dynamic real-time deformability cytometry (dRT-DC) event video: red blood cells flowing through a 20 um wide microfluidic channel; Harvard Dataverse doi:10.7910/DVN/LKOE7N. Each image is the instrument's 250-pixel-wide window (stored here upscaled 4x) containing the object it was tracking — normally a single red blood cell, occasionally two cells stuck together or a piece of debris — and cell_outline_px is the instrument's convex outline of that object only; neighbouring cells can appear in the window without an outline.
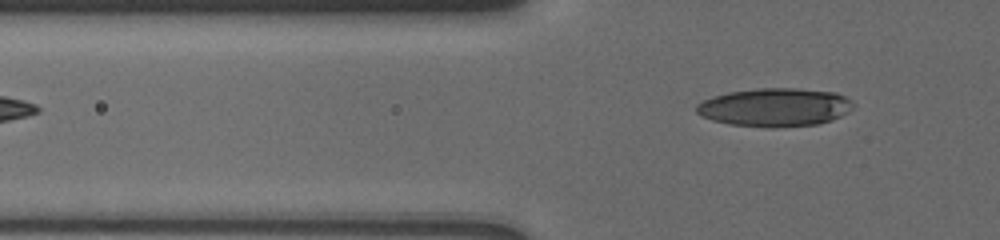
{"species": "human", "species_latin": "Homo sapiens", "temperature_condition": "cold", "stored_images_in_passage": 5, "camera_frame_rate_fps": 3000, "um_per_image_px": 0.085, "donor": {"sex": "male"}, "frame": {"image": 1, "passage_image": 5, "time_ms": 4.333, "image_size_px": [1000, 240], "cell_outline_px": [[856, 108], [832, 120], [820, 124], [772, 128], [764, 128], [728, 124], [712, 120], [696, 112], [696, 104], [704, 100], [728, 92], [760, 88], [796, 88], [836, 92], [852, 100]], "centroid_in_image_um": [65.92, 9.13], "position_along_channel_um": 59.9, "area_um2": 35.37}}